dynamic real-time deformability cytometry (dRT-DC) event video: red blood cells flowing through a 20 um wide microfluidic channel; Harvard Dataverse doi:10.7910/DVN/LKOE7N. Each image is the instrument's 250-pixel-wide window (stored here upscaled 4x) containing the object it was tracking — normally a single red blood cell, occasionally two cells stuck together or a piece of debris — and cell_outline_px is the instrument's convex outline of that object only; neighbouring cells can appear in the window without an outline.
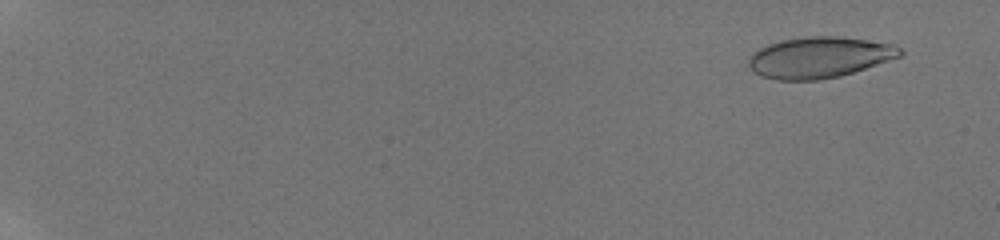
{"species": "human", "species_latin": "Homo sapiens", "temperature_condition": "room temperature", "stored_images_in_passage": 68, "camera_frame_rate_fps": 3000, "um_per_image_px": 0.085, "donor": {"sex": "male"}, "frame": {"image": 1, "passage_image": 5, "time_ms": 1.333, "image_size_px": [1000, 240], "cell_outline_px": [[904, 52], [900, 56], [840, 76], [820, 80], [776, 80], [760, 76], [752, 72], [748, 64], [748, 60], [752, 52], [768, 44], [784, 40], [808, 36], [836, 36], [892, 44], [900, 48]], "centroid_in_image_um": [69.57, 4.89], "position_along_channel_um": 15.4, "area_um2": 35.95}}
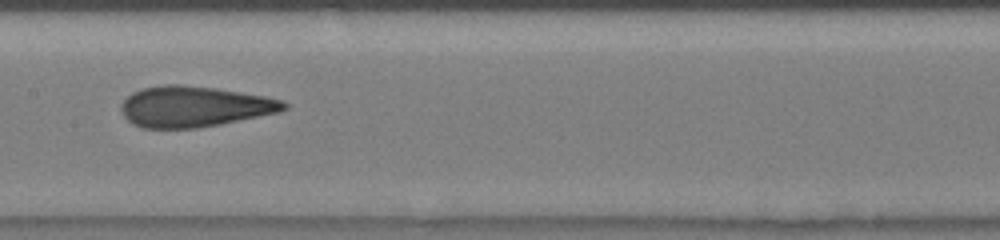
{"frame": {"image": 2, "passage_image": 37, "time_ms": 11.0, "image_size_px": [1000, 240], "cell_outline_px": [[288, 108], [280, 112], [220, 124], [196, 128], [144, 128], [132, 124], [124, 116], [120, 108], [120, 104], [132, 92], [144, 88], [164, 84], [176, 84], [216, 88], [264, 96], [280, 100], [288, 104]], "centroid_in_image_um": [16.49, 9.06], "position_along_channel_um": 190.9, "area_um2": 38.55}}
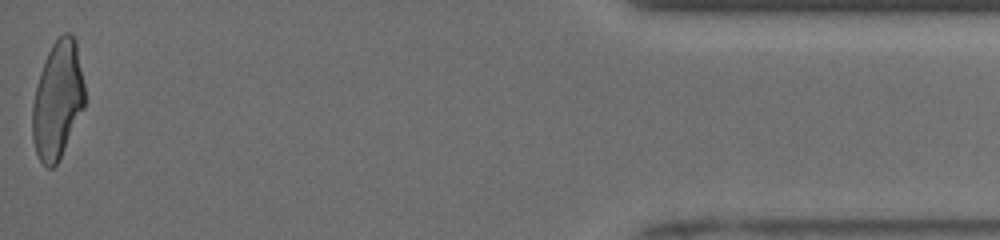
{"frame": {"image": 3, "passage_image": 68, "time_ms": 18.667, "image_size_px": [1000, 240], "cell_outline_px": [[84, 108], [56, 164], [52, 168], [48, 168], [40, 160], [36, 152], [32, 140], [32, 104], [36, 84], [40, 72], [48, 52], [52, 44], [64, 32], [72, 32], [76, 40], [84, 84]], "centroid_in_image_um": [4.88, 8.47], "position_along_channel_um": 430.3, "area_um2": 35.66}, "authors_computed_cell_mechanics": {"area_um2": 37.7723, "velocity_mm_per_s": 3.9679, "shape_relaxation_time_tau1_ms": 7.1753, "shape_relaxation_time_tau2_ms": 1.2167, "deformation_change_tau1": 0.2385, "deformation_change_tau2": 0.0816}}